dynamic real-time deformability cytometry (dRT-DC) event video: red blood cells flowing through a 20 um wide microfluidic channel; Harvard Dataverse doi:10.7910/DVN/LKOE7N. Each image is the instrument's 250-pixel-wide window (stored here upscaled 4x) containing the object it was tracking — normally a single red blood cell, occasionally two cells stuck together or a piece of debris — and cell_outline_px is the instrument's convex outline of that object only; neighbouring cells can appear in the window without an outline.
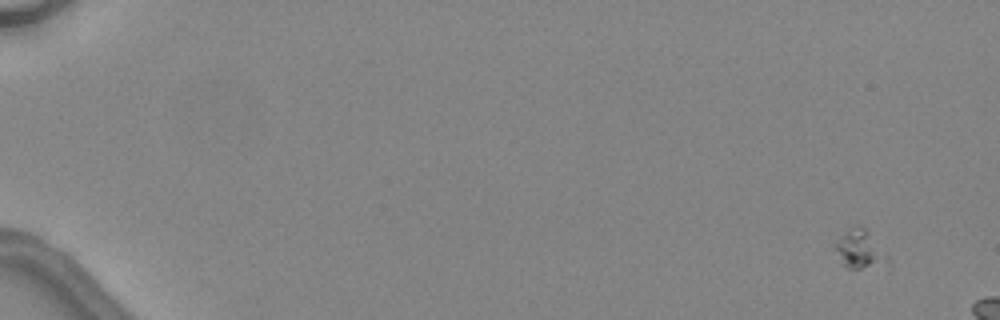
{"species": "common noctule bat (a hibernating species)", "species_latin": "Nyctalus noctula", "temperature_condition": "warm", "stored_images_in_passage": 3, "camera_frame_rate_fps": 3000, "um_per_image_px": 0.085, "animal": {"sex": "female", "body_mass_g": 24.6, "forearm_length_mm": 56.2}, "frame": {"image": 1, "passage_image": 1, "time_ms": 0.0, "image_size_px": [1000, 320], "cell_outline_px": [[892, 264], [860, 268], [848, 268], [840, 264], [832, 244], [844, 232], [856, 224], [860, 224], [868, 232], [892, 260]], "centroid_in_image_um": [73.07, 21.21], "position_along_channel_um": 11.9, "area_um2": 12.08}}